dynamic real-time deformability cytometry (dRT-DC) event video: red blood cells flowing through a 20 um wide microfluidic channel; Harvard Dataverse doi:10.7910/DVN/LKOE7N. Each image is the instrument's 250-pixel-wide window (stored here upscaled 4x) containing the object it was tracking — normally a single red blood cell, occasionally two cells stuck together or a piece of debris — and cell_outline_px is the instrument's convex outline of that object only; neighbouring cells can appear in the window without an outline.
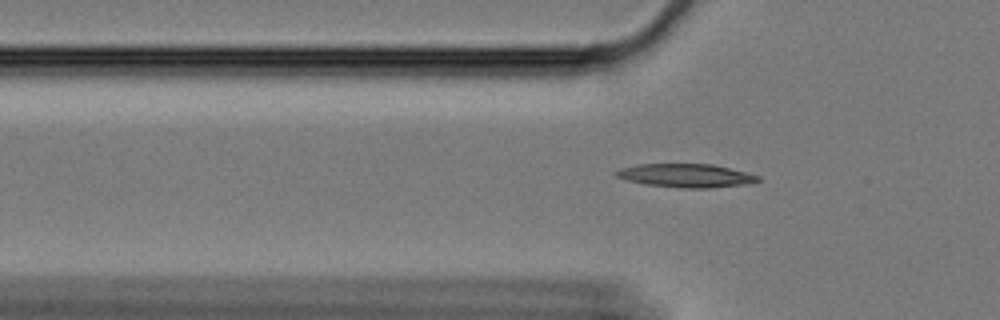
{"species": "Egyptian fruit bat (a non-hibernating species)", "species_latin": "Rousettus aegyptiacus", "temperature_condition": "cold", "stored_images_in_passage": 52, "camera_frame_rate_fps": 3000, "um_per_image_px": 0.085, "animal": {"sex": "female"}, "frame": {"image": 1, "passage_image": 14, "time_ms": 4.333, "image_size_px": [1000, 320], "cell_outline_px": [[760, 180], [752, 184], [712, 188], [680, 188], [644, 184], [628, 180], [616, 176], [612, 172], [620, 168], [636, 164], [712, 164], [760, 176]], "centroid_in_image_um": [58.3, 14.93], "position_along_channel_um": 67.5, "area_um2": 19.59}}
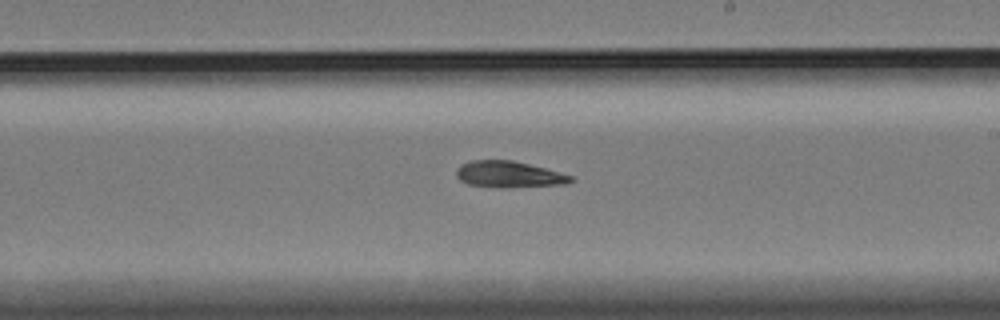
{"frame": {"image": 2, "passage_image": 30, "time_ms": 9.667, "image_size_px": [1000, 320], "cell_outline_px": [[572, 180], [564, 184], [500, 188], [468, 184], [460, 180], [456, 176], [456, 168], [460, 164], [472, 160], [512, 160], [544, 168], [572, 176]], "centroid_in_image_um": [43.18, 14.82], "position_along_channel_um": 245.8, "area_um2": 17.4}}
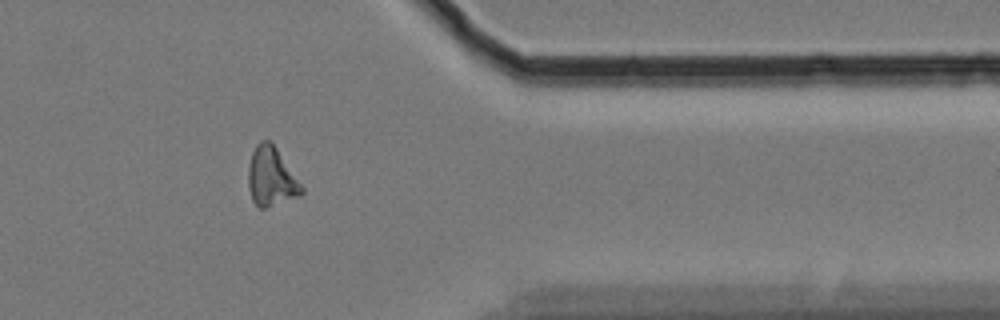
{"frame": {"image": 3, "passage_image": 44, "time_ms": 14.333, "image_size_px": [1000, 320], "cell_outline_px": [[304, 192], [300, 196], [264, 208], [260, 208], [252, 200], [248, 188], [248, 164], [252, 152], [256, 144], [260, 140], [268, 140], [276, 148], [304, 188]], "centroid_in_image_um": [23.03, 15.04], "position_along_channel_um": 388.4, "area_um2": 18.21}}